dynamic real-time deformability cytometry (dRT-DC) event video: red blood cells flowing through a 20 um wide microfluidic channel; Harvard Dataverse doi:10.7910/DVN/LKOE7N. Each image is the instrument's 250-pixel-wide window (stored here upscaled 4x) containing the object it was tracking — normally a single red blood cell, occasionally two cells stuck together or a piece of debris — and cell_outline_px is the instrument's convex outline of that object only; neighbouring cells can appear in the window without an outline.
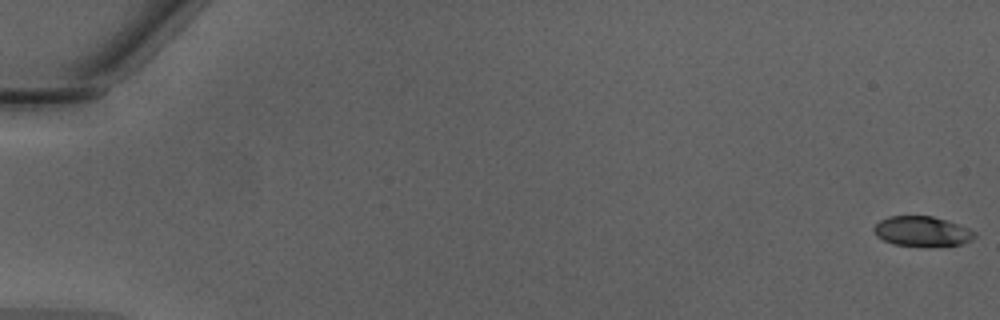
{"species": "Egyptian fruit bat (a non-hibernating species)", "species_latin": "Rousettus aegyptiacus", "temperature_condition": "warm", "stored_images_in_passage": 46, "camera_frame_rate_fps": 3000, "um_per_image_px": 0.085, "animal": {"sex": "male"}, "frame": {"image": 1, "passage_image": 1, "time_ms": 0.0, "image_size_px": [1000, 320], "cell_outline_px": [[976, 236], [972, 240], [960, 244], [928, 248], [892, 244], [876, 236], [872, 228], [880, 220], [888, 216], [932, 216], [968, 228], [976, 232]], "centroid_in_image_um": [78.36, 19.69], "position_along_channel_um": 6.6, "area_um2": 17.92}}
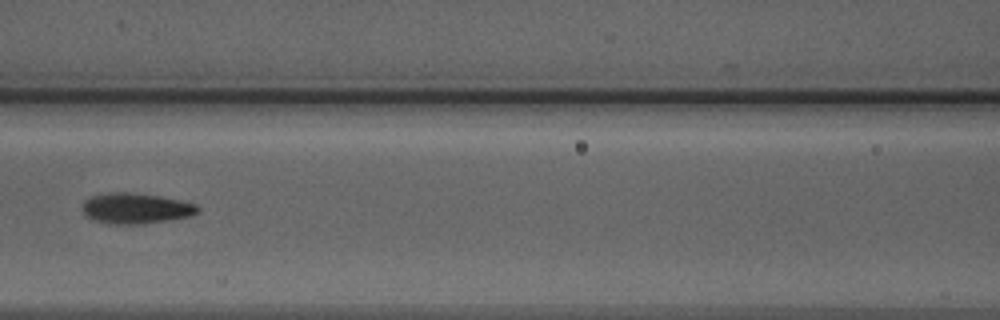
{"frame": {"image": 2, "passage_image": 24, "time_ms": 7.667, "image_size_px": [1000, 320], "cell_outline_px": [[200, 212], [192, 216], [168, 220], [140, 224], [116, 224], [96, 220], [88, 216], [80, 208], [84, 200], [92, 196], [108, 192], [124, 192], [160, 196], [180, 200], [196, 204], [200, 208]], "centroid_in_image_um": [11.57, 17.7], "position_along_channel_um": 155.0, "area_um2": 20.52}}
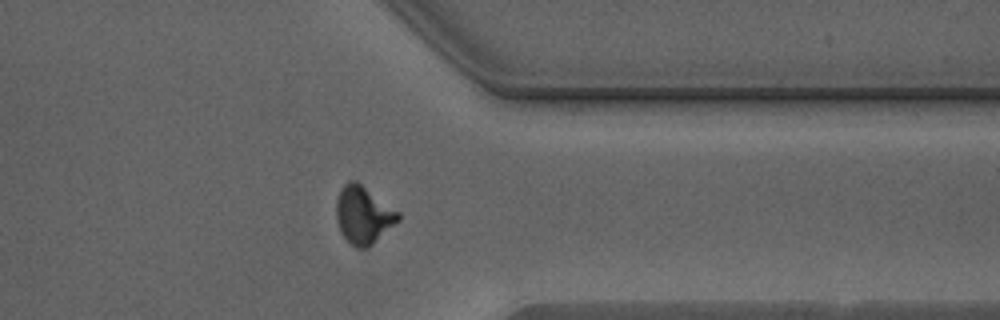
{"frame": {"image": 3, "passage_image": 40, "time_ms": 13.0, "image_size_px": [1000, 320], "cell_outline_px": [[400, 220], [368, 248], [356, 248], [340, 232], [336, 220], [336, 200], [340, 188], [348, 180], [356, 180], [400, 212]], "centroid_in_image_um": [30.88, 18.25], "position_along_channel_um": 380.5, "area_um2": 20.92}}